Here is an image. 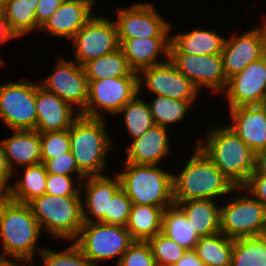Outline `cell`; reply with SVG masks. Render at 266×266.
<instances>
[{
  "label": "cell",
  "instance_id": "cell-1",
  "mask_svg": "<svg viewBox=\"0 0 266 266\" xmlns=\"http://www.w3.org/2000/svg\"><path fill=\"white\" fill-rule=\"evenodd\" d=\"M206 137L205 145L199 141L197 146L235 187H242L254 171L255 153L227 125L215 127Z\"/></svg>",
  "mask_w": 266,
  "mask_h": 266
},
{
  "label": "cell",
  "instance_id": "cell-2",
  "mask_svg": "<svg viewBox=\"0 0 266 266\" xmlns=\"http://www.w3.org/2000/svg\"><path fill=\"white\" fill-rule=\"evenodd\" d=\"M41 227L30 206L0 195V237L3 239V256L33 263V254Z\"/></svg>",
  "mask_w": 266,
  "mask_h": 266
},
{
  "label": "cell",
  "instance_id": "cell-3",
  "mask_svg": "<svg viewBox=\"0 0 266 266\" xmlns=\"http://www.w3.org/2000/svg\"><path fill=\"white\" fill-rule=\"evenodd\" d=\"M239 189L242 187H235L198 146L181 174L173 175L174 202L212 199Z\"/></svg>",
  "mask_w": 266,
  "mask_h": 266
},
{
  "label": "cell",
  "instance_id": "cell-4",
  "mask_svg": "<svg viewBox=\"0 0 266 266\" xmlns=\"http://www.w3.org/2000/svg\"><path fill=\"white\" fill-rule=\"evenodd\" d=\"M105 128L103 118L82 115L69 128L70 152L86 177L100 176L105 168V157L112 147Z\"/></svg>",
  "mask_w": 266,
  "mask_h": 266
},
{
  "label": "cell",
  "instance_id": "cell-5",
  "mask_svg": "<svg viewBox=\"0 0 266 266\" xmlns=\"http://www.w3.org/2000/svg\"><path fill=\"white\" fill-rule=\"evenodd\" d=\"M125 163L126 170L118 177L121 189L132 205H152L166 209L174 204L172 174L156 165Z\"/></svg>",
  "mask_w": 266,
  "mask_h": 266
},
{
  "label": "cell",
  "instance_id": "cell-6",
  "mask_svg": "<svg viewBox=\"0 0 266 266\" xmlns=\"http://www.w3.org/2000/svg\"><path fill=\"white\" fill-rule=\"evenodd\" d=\"M41 230L53 236L74 240L83 226L81 196L43 194L28 203ZM44 227V229H43Z\"/></svg>",
  "mask_w": 266,
  "mask_h": 266
},
{
  "label": "cell",
  "instance_id": "cell-7",
  "mask_svg": "<svg viewBox=\"0 0 266 266\" xmlns=\"http://www.w3.org/2000/svg\"><path fill=\"white\" fill-rule=\"evenodd\" d=\"M74 243L89 259L92 266L100 260L122 255L134 242L126 226L106 224L102 222L83 223Z\"/></svg>",
  "mask_w": 266,
  "mask_h": 266
},
{
  "label": "cell",
  "instance_id": "cell-8",
  "mask_svg": "<svg viewBox=\"0 0 266 266\" xmlns=\"http://www.w3.org/2000/svg\"><path fill=\"white\" fill-rule=\"evenodd\" d=\"M220 232L232 239L266 234V206L248 195L221 205Z\"/></svg>",
  "mask_w": 266,
  "mask_h": 266
},
{
  "label": "cell",
  "instance_id": "cell-9",
  "mask_svg": "<svg viewBox=\"0 0 266 266\" xmlns=\"http://www.w3.org/2000/svg\"><path fill=\"white\" fill-rule=\"evenodd\" d=\"M139 76H123L88 81V101L80 114L89 118H103L99 109L117 113L139 95ZM99 107L96 109V107Z\"/></svg>",
  "mask_w": 266,
  "mask_h": 266
},
{
  "label": "cell",
  "instance_id": "cell-10",
  "mask_svg": "<svg viewBox=\"0 0 266 266\" xmlns=\"http://www.w3.org/2000/svg\"><path fill=\"white\" fill-rule=\"evenodd\" d=\"M0 119L13 130H35V84L18 81L0 85Z\"/></svg>",
  "mask_w": 266,
  "mask_h": 266
},
{
  "label": "cell",
  "instance_id": "cell-11",
  "mask_svg": "<svg viewBox=\"0 0 266 266\" xmlns=\"http://www.w3.org/2000/svg\"><path fill=\"white\" fill-rule=\"evenodd\" d=\"M73 40L76 49L74 61L82 67L120 48L115 21L102 16L93 15L74 35Z\"/></svg>",
  "mask_w": 266,
  "mask_h": 266
},
{
  "label": "cell",
  "instance_id": "cell-12",
  "mask_svg": "<svg viewBox=\"0 0 266 266\" xmlns=\"http://www.w3.org/2000/svg\"><path fill=\"white\" fill-rule=\"evenodd\" d=\"M169 61L190 79L198 90L205 86L213 92L224 91L227 86L222 54L169 53Z\"/></svg>",
  "mask_w": 266,
  "mask_h": 266
},
{
  "label": "cell",
  "instance_id": "cell-13",
  "mask_svg": "<svg viewBox=\"0 0 266 266\" xmlns=\"http://www.w3.org/2000/svg\"><path fill=\"white\" fill-rule=\"evenodd\" d=\"M115 22L118 39L170 37L168 24L150 3H135L118 10Z\"/></svg>",
  "mask_w": 266,
  "mask_h": 266
},
{
  "label": "cell",
  "instance_id": "cell-14",
  "mask_svg": "<svg viewBox=\"0 0 266 266\" xmlns=\"http://www.w3.org/2000/svg\"><path fill=\"white\" fill-rule=\"evenodd\" d=\"M139 91L142 82L155 95L177 100L195 101L200 92L190 79L178 71L168 60L165 63L141 70ZM144 79V81H142Z\"/></svg>",
  "mask_w": 266,
  "mask_h": 266
},
{
  "label": "cell",
  "instance_id": "cell-15",
  "mask_svg": "<svg viewBox=\"0 0 266 266\" xmlns=\"http://www.w3.org/2000/svg\"><path fill=\"white\" fill-rule=\"evenodd\" d=\"M229 108L260 105L266 93V55L228 79Z\"/></svg>",
  "mask_w": 266,
  "mask_h": 266
},
{
  "label": "cell",
  "instance_id": "cell-16",
  "mask_svg": "<svg viewBox=\"0 0 266 266\" xmlns=\"http://www.w3.org/2000/svg\"><path fill=\"white\" fill-rule=\"evenodd\" d=\"M56 71L49 76L42 86L46 91L54 93L69 105L79 104L81 114L88 101V80L84 67L77 62L61 59L57 63Z\"/></svg>",
  "mask_w": 266,
  "mask_h": 266
},
{
  "label": "cell",
  "instance_id": "cell-17",
  "mask_svg": "<svg viewBox=\"0 0 266 266\" xmlns=\"http://www.w3.org/2000/svg\"><path fill=\"white\" fill-rule=\"evenodd\" d=\"M266 55V34L263 26L255 27L240 36L226 39L222 51L227 80L241 72L248 64Z\"/></svg>",
  "mask_w": 266,
  "mask_h": 266
},
{
  "label": "cell",
  "instance_id": "cell-18",
  "mask_svg": "<svg viewBox=\"0 0 266 266\" xmlns=\"http://www.w3.org/2000/svg\"><path fill=\"white\" fill-rule=\"evenodd\" d=\"M35 104L37 111L35 131L39 133L68 130L80 115L77 112L74 116L73 105L46 91L40 84H35Z\"/></svg>",
  "mask_w": 266,
  "mask_h": 266
},
{
  "label": "cell",
  "instance_id": "cell-19",
  "mask_svg": "<svg viewBox=\"0 0 266 266\" xmlns=\"http://www.w3.org/2000/svg\"><path fill=\"white\" fill-rule=\"evenodd\" d=\"M228 125L256 153L266 149V111L261 105L230 108Z\"/></svg>",
  "mask_w": 266,
  "mask_h": 266
},
{
  "label": "cell",
  "instance_id": "cell-20",
  "mask_svg": "<svg viewBox=\"0 0 266 266\" xmlns=\"http://www.w3.org/2000/svg\"><path fill=\"white\" fill-rule=\"evenodd\" d=\"M92 7L86 0H64L40 29L54 36L72 39L93 16Z\"/></svg>",
  "mask_w": 266,
  "mask_h": 266
},
{
  "label": "cell",
  "instance_id": "cell-21",
  "mask_svg": "<svg viewBox=\"0 0 266 266\" xmlns=\"http://www.w3.org/2000/svg\"><path fill=\"white\" fill-rule=\"evenodd\" d=\"M85 186L86 198L82 201L85 202L87 212L96 218L91 219L88 217L85 208L82 207L83 223L88 222H102L108 224V206L109 199L115 195V193L121 188V183L118 175L115 179H109L103 175L100 176H89Z\"/></svg>",
  "mask_w": 266,
  "mask_h": 266
},
{
  "label": "cell",
  "instance_id": "cell-22",
  "mask_svg": "<svg viewBox=\"0 0 266 266\" xmlns=\"http://www.w3.org/2000/svg\"><path fill=\"white\" fill-rule=\"evenodd\" d=\"M119 43L130 67L137 73L167 62L156 61L158 56L164 55L169 60L170 37L119 39Z\"/></svg>",
  "mask_w": 266,
  "mask_h": 266
},
{
  "label": "cell",
  "instance_id": "cell-23",
  "mask_svg": "<svg viewBox=\"0 0 266 266\" xmlns=\"http://www.w3.org/2000/svg\"><path fill=\"white\" fill-rule=\"evenodd\" d=\"M167 128L155 124L127 147L126 162L138 165H157L169 154Z\"/></svg>",
  "mask_w": 266,
  "mask_h": 266
},
{
  "label": "cell",
  "instance_id": "cell-24",
  "mask_svg": "<svg viewBox=\"0 0 266 266\" xmlns=\"http://www.w3.org/2000/svg\"><path fill=\"white\" fill-rule=\"evenodd\" d=\"M13 131L11 137L1 140L9 169L13 172V162L24 167L41 163L40 133L35 130Z\"/></svg>",
  "mask_w": 266,
  "mask_h": 266
},
{
  "label": "cell",
  "instance_id": "cell-25",
  "mask_svg": "<svg viewBox=\"0 0 266 266\" xmlns=\"http://www.w3.org/2000/svg\"><path fill=\"white\" fill-rule=\"evenodd\" d=\"M174 204L182 206L180 209L199 238L220 232V207L214 204L213 199H190Z\"/></svg>",
  "mask_w": 266,
  "mask_h": 266
},
{
  "label": "cell",
  "instance_id": "cell-26",
  "mask_svg": "<svg viewBox=\"0 0 266 266\" xmlns=\"http://www.w3.org/2000/svg\"><path fill=\"white\" fill-rule=\"evenodd\" d=\"M225 41L226 39L214 30L197 28L187 33L170 36L169 53L222 54Z\"/></svg>",
  "mask_w": 266,
  "mask_h": 266
},
{
  "label": "cell",
  "instance_id": "cell-27",
  "mask_svg": "<svg viewBox=\"0 0 266 266\" xmlns=\"http://www.w3.org/2000/svg\"><path fill=\"white\" fill-rule=\"evenodd\" d=\"M164 208L132 205L126 229L134 241H148L162 230Z\"/></svg>",
  "mask_w": 266,
  "mask_h": 266
},
{
  "label": "cell",
  "instance_id": "cell-28",
  "mask_svg": "<svg viewBox=\"0 0 266 266\" xmlns=\"http://www.w3.org/2000/svg\"><path fill=\"white\" fill-rule=\"evenodd\" d=\"M83 67L88 81L139 75L130 67L121 48L93 59Z\"/></svg>",
  "mask_w": 266,
  "mask_h": 266
},
{
  "label": "cell",
  "instance_id": "cell-29",
  "mask_svg": "<svg viewBox=\"0 0 266 266\" xmlns=\"http://www.w3.org/2000/svg\"><path fill=\"white\" fill-rule=\"evenodd\" d=\"M161 232L187 251L194 250L199 240L187 216L176 204L164 209Z\"/></svg>",
  "mask_w": 266,
  "mask_h": 266
},
{
  "label": "cell",
  "instance_id": "cell-30",
  "mask_svg": "<svg viewBox=\"0 0 266 266\" xmlns=\"http://www.w3.org/2000/svg\"><path fill=\"white\" fill-rule=\"evenodd\" d=\"M22 177L11 186L6 196L11 200L28 204L46 192L47 171L43 163L25 166Z\"/></svg>",
  "mask_w": 266,
  "mask_h": 266
},
{
  "label": "cell",
  "instance_id": "cell-31",
  "mask_svg": "<svg viewBox=\"0 0 266 266\" xmlns=\"http://www.w3.org/2000/svg\"><path fill=\"white\" fill-rule=\"evenodd\" d=\"M194 251L206 266H231L233 239L221 232L200 237Z\"/></svg>",
  "mask_w": 266,
  "mask_h": 266
},
{
  "label": "cell",
  "instance_id": "cell-32",
  "mask_svg": "<svg viewBox=\"0 0 266 266\" xmlns=\"http://www.w3.org/2000/svg\"><path fill=\"white\" fill-rule=\"evenodd\" d=\"M231 266H266V234L233 239Z\"/></svg>",
  "mask_w": 266,
  "mask_h": 266
},
{
  "label": "cell",
  "instance_id": "cell-33",
  "mask_svg": "<svg viewBox=\"0 0 266 266\" xmlns=\"http://www.w3.org/2000/svg\"><path fill=\"white\" fill-rule=\"evenodd\" d=\"M39 0H6L2 8L13 34L24 35L38 28L35 9Z\"/></svg>",
  "mask_w": 266,
  "mask_h": 266
},
{
  "label": "cell",
  "instance_id": "cell-34",
  "mask_svg": "<svg viewBox=\"0 0 266 266\" xmlns=\"http://www.w3.org/2000/svg\"><path fill=\"white\" fill-rule=\"evenodd\" d=\"M124 112L125 124L129 135L133 139L141 137L149 128L155 125V121L149 105L137 95L128 103H126L118 114Z\"/></svg>",
  "mask_w": 266,
  "mask_h": 266
},
{
  "label": "cell",
  "instance_id": "cell-35",
  "mask_svg": "<svg viewBox=\"0 0 266 266\" xmlns=\"http://www.w3.org/2000/svg\"><path fill=\"white\" fill-rule=\"evenodd\" d=\"M194 102L177 100L156 95L149 108L153 115L155 124L167 128V124L180 121L186 115L187 110Z\"/></svg>",
  "mask_w": 266,
  "mask_h": 266
},
{
  "label": "cell",
  "instance_id": "cell-36",
  "mask_svg": "<svg viewBox=\"0 0 266 266\" xmlns=\"http://www.w3.org/2000/svg\"><path fill=\"white\" fill-rule=\"evenodd\" d=\"M147 242L151 247L157 266H174L187 251L162 232Z\"/></svg>",
  "mask_w": 266,
  "mask_h": 266
},
{
  "label": "cell",
  "instance_id": "cell-37",
  "mask_svg": "<svg viewBox=\"0 0 266 266\" xmlns=\"http://www.w3.org/2000/svg\"><path fill=\"white\" fill-rule=\"evenodd\" d=\"M37 252L41 255L45 266H92L75 243L62 252H55L47 248H39Z\"/></svg>",
  "mask_w": 266,
  "mask_h": 266
},
{
  "label": "cell",
  "instance_id": "cell-38",
  "mask_svg": "<svg viewBox=\"0 0 266 266\" xmlns=\"http://www.w3.org/2000/svg\"><path fill=\"white\" fill-rule=\"evenodd\" d=\"M41 163L70 151L69 129L40 133Z\"/></svg>",
  "mask_w": 266,
  "mask_h": 266
},
{
  "label": "cell",
  "instance_id": "cell-39",
  "mask_svg": "<svg viewBox=\"0 0 266 266\" xmlns=\"http://www.w3.org/2000/svg\"><path fill=\"white\" fill-rule=\"evenodd\" d=\"M117 266H157L147 241H134L122 255Z\"/></svg>",
  "mask_w": 266,
  "mask_h": 266
},
{
  "label": "cell",
  "instance_id": "cell-40",
  "mask_svg": "<svg viewBox=\"0 0 266 266\" xmlns=\"http://www.w3.org/2000/svg\"><path fill=\"white\" fill-rule=\"evenodd\" d=\"M132 207V201L120 188L112 199H109L108 224L126 226Z\"/></svg>",
  "mask_w": 266,
  "mask_h": 266
},
{
  "label": "cell",
  "instance_id": "cell-41",
  "mask_svg": "<svg viewBox=\"0 0 266 266\" xmlns=\"http://www.w3.org/2000/svg\"><path fill=\"white\" fill-rule=\"evenodd\" d=\"M73 180L67 175L47 174L46 192L53 196H81L82 183L74 187ZM74 187V188H73Z\"/></svg>",
  "mask_w": 266,
  "mask_h": 266
},
{
  "label": "cell",
  "instance_id": "cell-42",
  "mask_svg": "<svg viewBox=\"0 0 266 266\" xmlns=\"http://www.w3.org/2000/svg\"><path fill=\"white\" fill-rule=\"evenodd\" d=\"M47 173L54 175H67L71 176L70 173L77 172L79 180H84L85 175L79 170L77 163L70 151L63 153L53 159L47 160L44 163Z\"/></svg>",
  "mask_w": 266,
  "mask_h": 266
},
{
  "label": "cell",
  "instance_id": "cell-43",
  "mask_svg": "<svg viewBox=\"0 0 266 266\" xmlns=\"http://www.w3.org/2000/svg\"><path fill=\"white\" fill-rule=\"evenodd\" d=\"M242 188L266 206V174H251Z\"/></svg>",
  "mask_w": 266,
  "mask_h": 266
},
{
  "label": "cell",
  "instance_id": "cell-44",
  "mask_svg": "<svg viewBox=\"0 0 266 266\" xmlns=\"http://www.w3.org/2000/svg\"><path fill=\"white\" fill-rule=\"evenodd\" d=\"M64 0H39L35 9L36 24L40 29Z\"/></svg>",
  "mask_w": 266,
  "mask_h": 266
},
{
  "label": "cell",
  "instance_id": "cell-45",
  "mask_svg": "<svg viewBox=\"0 0 266 266\" xmlns=\"http://www.w3.org/2000/svg\"><path fill=\"white\" fill-rule=\"evenodd\" d=\"M12 174L13 172L9 169L5 158L2 141H0V195H6L9 191L11 186L7 184V181Z\"/></svg>",
  "mask_w": 266,
  "mask_h": 266
},
{
  "label": "cell",
  "instance_id": "cell-46",
  "mask_svg": "<svg viewBox=\"0 0 266 266\" xmlns=\"http://www.w3.org/2000/svg\"><path fill=\"white\" fill-rule=\"evenodd\" d=\"M16 38L9 25V22L2 10H0V43H5L6 40Z\"/></svg>",
  "mask_w": 266,
  "mask_h": 266
},
{
  "label": "cell",
  "instance_id": "cell-47",
  "mask_svg": "<svg viewBox=\"0 0 266 266\" xmlns=\"http://www.w3.org/2000/svg\"><path fill=\"white\" fill-rule=\"evenodd\" d=\"M174 266H206V265L200 259H198L196 252L194 250H188Z\"/></svg>",
  "mask_w": 266,
  "mask_h": 266
},
{
  "label": "cell",
  "instance_id": "cell-48",
  "mask_svg": "<svg viewBox=\"0 0 266 266\" xmlns=\"http://www.w3.org/2000/svg\"><path fill=\"white\" fill-rule=\"evenodd\" d=\"M252 174H266V149L255 153L254 171Z\"/></svg>",
  "mask_w": 266,
  "mask_h": 266
},
{
  "label": "cell",
  "instance_id": "cell-49",
  "mask_svg": "<svg viewBox=\"0 0 266 266\" xmlns=\"http://www.w3.org/2000/svg\"><path fill=\"white\" fill-rule=\"evenodd\" d=\"M0 266H20V265L15 263V262L8 260L7 258L6 259L0 258ZM21 266H24V264Z\"/></svg>",
  "mask_w": 266,
  "mask_h": 266
},
{
  "label": "cell",
  "instance_id": "cell-50",
  "mask_svg": "<svg viewBox=\"0 0 266 266\" xmlns=\"http://www.w3.org/2000/svg\"><path fill=\"white\" fill-rule=\"evenodd\" d=\"M260 105L266 111V93L264 94L263 100Z\"/></svg>",
  "mask_w": 266,
  "mask_h": 266
},
{
  "label": "cell",
  "instance_id": "cell-51",
  "mask_svg": "<svg viewBox=\"0 0 266 266\" xmlns=\"http://www.w3.org/2000/svg\"><path fill=\"white\" fill-rule=\"evenodd\" d=\"M6 0H0V10H2Z\"/></svg>",
  "mask_w": 266,
  "mask_h": 266
},
{
  "label": "cell",
  "instance_id": "cell-52",
  "mask_svg": "<svg viewBox=\"0 0 266 266\" xmlns=\"http://www.w3.org/2000/svg\"><path fill=\"white\" fill-rule=\"evenodd\" d=\"M86 1H88L92 6H94L93 4H94L95 0H86Z\"/></svg>",
  "mask_w": 266,
  "mask_h": 266
},
{
  "label": "cell",
  "instance_id": "cell-53",
  "mask_svg": "<svg viewBox=\"0 0 266 266\" xmlns=\"http://www.w3.org/2000/svg\"><path fill=\"white\" fill-rule=\"evenodd\" d=\"M265 24V25H264ZM264 24L262 25L264 30H265V34H266V21H264Z\"/></svg>",
  "mask_w": 266,
  "mask_h": 266
},
{
  "label": "cell",
  "instance_id": "cell-54",
  "mask_svg": "<svg viewBox=\"0 0 266 266\" xmlns=\"http://www.w3.org/2000/svg\"><path fill=\"white\" fill-rule=\"evenodd\" d=\"M3 61H2V59L0 58V67H1V65H3Z\"/></svg>",
  "mask_w": 266,
  "mask_h": 266
}]
</instances>
